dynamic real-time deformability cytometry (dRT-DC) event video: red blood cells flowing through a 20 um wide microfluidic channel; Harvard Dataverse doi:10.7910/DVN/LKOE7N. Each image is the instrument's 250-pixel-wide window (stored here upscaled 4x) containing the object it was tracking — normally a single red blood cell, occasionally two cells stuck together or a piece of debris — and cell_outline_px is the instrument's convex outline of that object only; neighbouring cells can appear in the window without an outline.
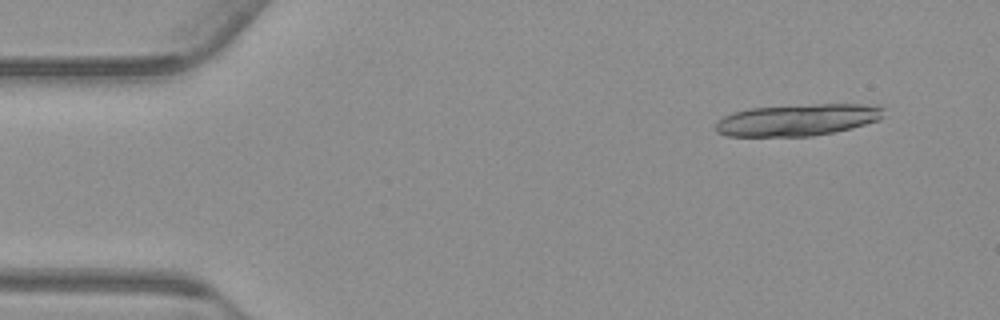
{"species": "common noctule bat (a hibernating species)", "species_latin": "Nyctalus noctula", "temperature_condition": "warm", "stored_images_in_passage": 19, "camera_frame_rate_fps": 3000, "um_per_image_px": 0.085, "animal": {"sex": "male", "body_mass_g": 23.1, "forearm_length_mm": 52.7}, "frame": {"image": 1, "passage_image": 5, "time_ms": 1.333, "image_size_px": [1000, 320], "cell_outline_px": [[884, 108], [880, 120], [852, 128], [812, 136], [728, 136], [716, 132], [716, 120], [732, 112], [752, 108], [816, 104], [864, 104]], "centroid_in_image_um": [67.76, 10.19], "position_along_channel_um": 17.2, "area_um2": 30.98}}